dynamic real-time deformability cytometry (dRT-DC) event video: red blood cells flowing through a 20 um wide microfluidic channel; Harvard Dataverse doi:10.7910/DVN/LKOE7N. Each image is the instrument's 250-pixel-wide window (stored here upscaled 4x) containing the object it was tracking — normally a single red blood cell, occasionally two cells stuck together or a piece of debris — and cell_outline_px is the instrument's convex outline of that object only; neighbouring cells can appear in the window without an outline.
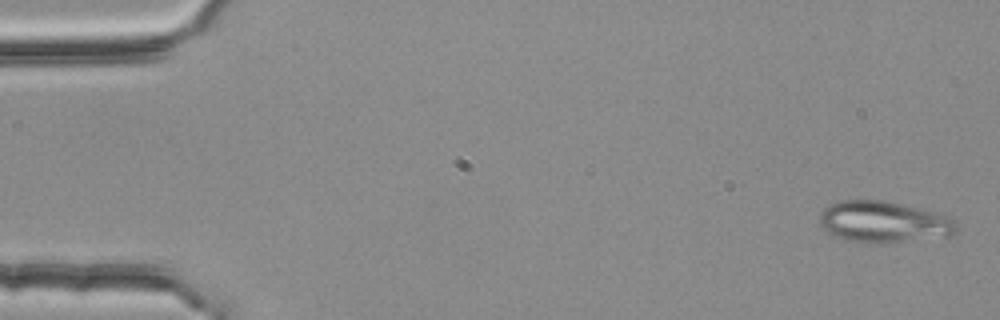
{"species": "common noctule bat (a hibernating species)", "species_latin": "Nyctalus noctula", "temperature_condition": "room temperature", "stored_images_in_passage": 4, "camera_frame_rate_fps": 3000, "um_per_image_px": 0.085, "animal": {"sex": "female", "body_mass_g": 25.1}, "frame": {"image": 1, "passage_image": 1, "time_ms": 0.0, "image_size_px": [1000, 320], "cell_outline_px": [[956, 232], [948, 236], [904, 240], [852, 240], [836, 236], [828, 232], [820, 224], [820, 212], [828, 204], [840, 200], [884, 200], [936, 212], [952, 220], [956, 224]], "centroid_in_image_um": [75.07, 18.8], "position_along_channel_um": 9.9, "area_um2": 31.67}}
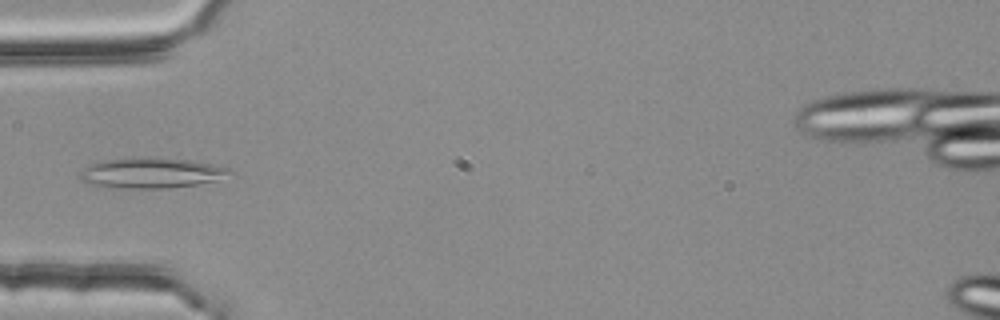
{"frame": {"image": 2, "passage_image": 4, "time_ms": 1.0, "image_size_px": [1000, 320], "cell_outline_px": [[232, 172], [216, 180], [196, 184], [168, 188], [108, 188], [92, 184], [84, 180], [80, 176], [80, 172], [92, 164], [104, 160], [132, 156], [160, 156], [192, 160], [228, 168]], "centroid_in_image_um": [12.84, 14.67], "position_along_channel_um": 72.2, "area_um2": 26.7}}